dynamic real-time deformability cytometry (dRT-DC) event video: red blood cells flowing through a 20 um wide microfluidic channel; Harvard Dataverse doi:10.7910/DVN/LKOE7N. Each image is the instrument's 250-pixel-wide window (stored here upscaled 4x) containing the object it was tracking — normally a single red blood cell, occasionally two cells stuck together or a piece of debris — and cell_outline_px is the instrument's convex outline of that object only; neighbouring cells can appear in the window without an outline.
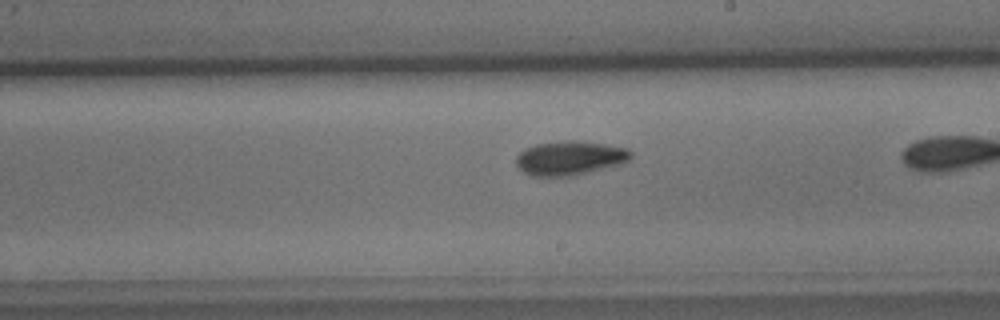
{"species": "common noctule bat (a hibernating species)", "species_latin": "Nyctalus noctula", "temperature_condition": "cold", "stored_images_in_passage": 38, "camera_frame_rate_fps": 3000, "um_per_image_px": 0.085, "animal": {"sex": "male", "body_mass_g": 15.6}, "frame": {"image": 1, "passage_image": 28, "time_ms": 9.0, "image_size_px": [1000, 320], "cell_outline_px": [[632, 156], [628, 160], [620, 164], [572, 176], [532, 176], [524, 172], [516, 164], [516, 156], [524, 148], [536, 144], [572, 140], [576, 140], [604, 144], [628, 148], [632, 152]], "centroid_in_image_um": [48.43, 13.43], "position_along_channel_um": 240.6, "area_um2": 22.72}}